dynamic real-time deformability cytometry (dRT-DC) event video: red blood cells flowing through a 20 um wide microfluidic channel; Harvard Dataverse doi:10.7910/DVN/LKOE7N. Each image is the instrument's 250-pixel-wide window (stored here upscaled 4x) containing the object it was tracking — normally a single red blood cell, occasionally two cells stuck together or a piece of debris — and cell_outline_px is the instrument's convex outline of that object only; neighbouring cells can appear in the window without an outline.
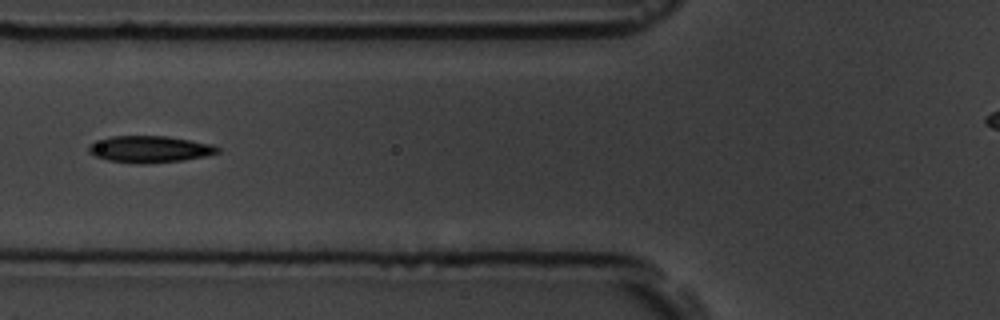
{"species": "common noctule bat (a hibernating species)", "species_latin": "Nyctalus noctula", "temperature_condition": "room temperature", "stored_images_in_passage": 9, "camera_frame_rate_fps": 3000, "um_per_image_px": 0.085, "animal": {"sex": "male", "body_mass_g": 19.5, "forearm_length_mm": 54.6}, "frame": {"image": 1, "passage_image": 7, "time_ms": 7.0, "image_size_px": [1000, 320], "cell_outline_px": [[220, 152], [208, 156], [180, 160], [108, 160], [96, 156], [88, 152], [88, 144], [112, 136], [168, 136], [212, 144], [220, 148]], "centroid_in_image_um": [12.78, 12.62], "position_along_channel_um": 113.0, "area_um2": 18.9}}
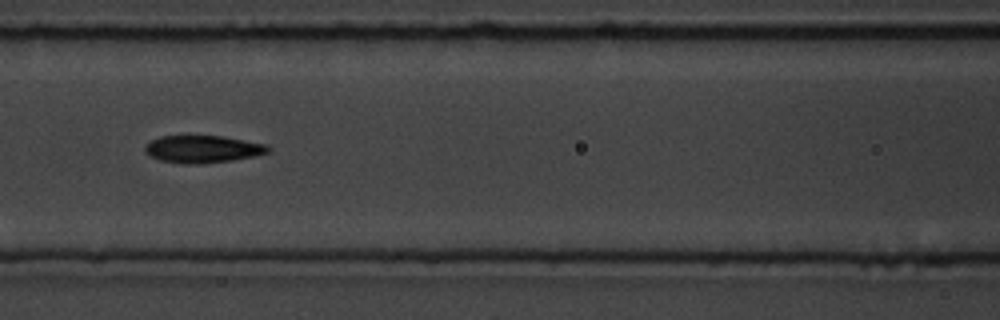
{"frame": {"image": 2, "passage_image": 8, "time_ms": 8.0, "image_size_px": [1000, 320], "cell_outline_px": [[272, 148], [268, 152], [256, 156], [232, 160], [200, 164], [180, 164], [160, 160], [144, 152], [144, 144], [160, 136], [224, 136], [268, 144]], "centroid_in_image_um": [17.25, 12.67], "position_along_channel_um": 149.4, "area_um2": 19.88}}
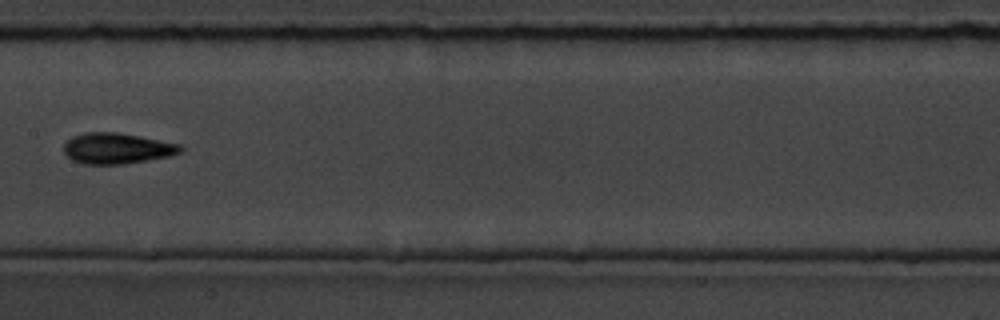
{"frame": {"image": 3, "passage_image": 9, "time_ms": 9.333, "image_size_px": [1000, 320], "cell_outline_px": [[184, 148], [180, 152], [168, 156], [148, 160], [124, 164], [84, 164], [72, 160], [64, 152], [64, 144], [72, 136], [84, 132], [116, 132], [140, 136], [180, 144]], "centroid_in_image_um": [9.93, 12.61], "position_along_channel_um": 197.5, "area_um2": 20.92}}